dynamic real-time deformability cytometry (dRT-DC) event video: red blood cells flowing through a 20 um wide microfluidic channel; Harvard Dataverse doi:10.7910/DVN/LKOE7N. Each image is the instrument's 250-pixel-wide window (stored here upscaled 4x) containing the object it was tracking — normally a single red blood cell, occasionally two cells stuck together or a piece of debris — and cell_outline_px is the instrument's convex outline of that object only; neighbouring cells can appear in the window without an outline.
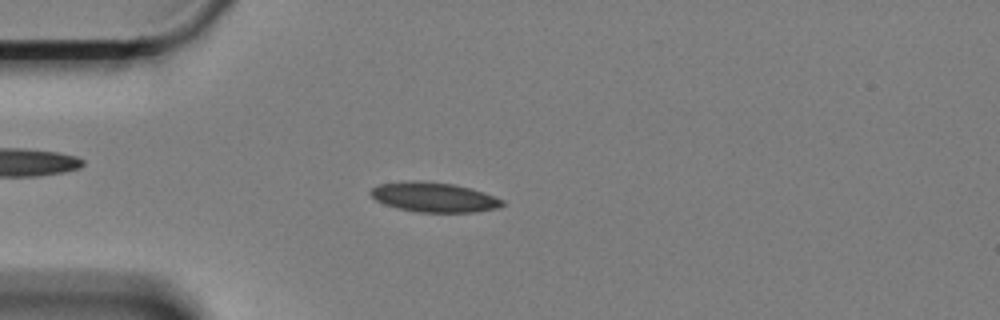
{"species": "Egyptian fruit bat (a non-hibernating species)", "species_latin": "Rousettus aegyptiacus", "temperature_condition": "cold", "stored_images_in_passage": 21, "camera_frame_rate_fps": 3000, "um_per_image_px": 0.085, "animal": {"sex": "female"}, "frame": {"image": 1, "passage_image": 15, "time_ms": 4.667, "image_size_px": [1000, 320], "cell_outline_px": [[508, 204], [496, 208], [476, 212], [420, 212], [396, 208], [384, 204], [376, 200], [368, 192], [372, 188], [380, 184], [408, 180], [416, 180], [452, 184], [472, 188], [496, 196], [504, 200]], "centroid_in_image_um": [36.92, 16.76], "position_along_channel_um": 48.1, "area_um2": 23.0}}